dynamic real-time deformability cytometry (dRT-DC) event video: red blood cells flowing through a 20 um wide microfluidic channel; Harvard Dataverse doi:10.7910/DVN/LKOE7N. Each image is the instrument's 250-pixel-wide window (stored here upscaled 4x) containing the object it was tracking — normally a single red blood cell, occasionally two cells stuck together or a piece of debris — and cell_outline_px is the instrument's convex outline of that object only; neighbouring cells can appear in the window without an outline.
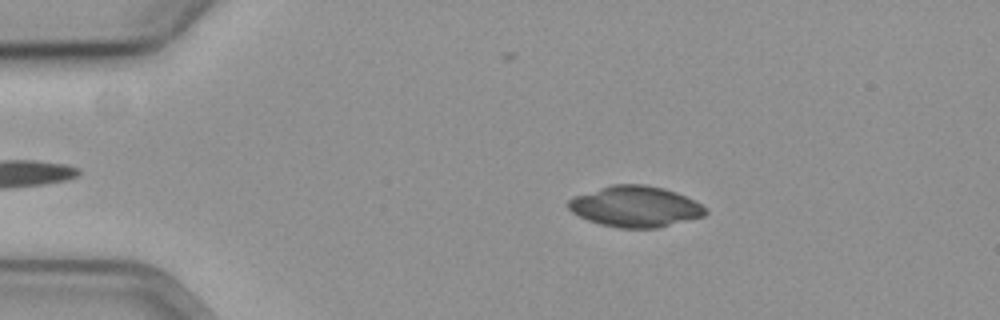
{"species": "common noctule bat (a hibernating species)", "species_latin": "Nyctalus noctula", "temperature_condition": "cold", "stored_images_in_passage": 16, "camera_frame_rate_fps": 3000, "um_per_image_px": 0.085, "animal": {"sex": "female", "body_mass_g": 19.3, "forearm_length_mm": 54.1}, "frame": {"image": 1, "passage_image": 11, "time_ms": 3.333, "image_size_px": [1000, 320], "cell_outline_px": [[708, 212], [704, 216], [656, 228], [620, 228], [600, 224], [588, 220], [572, 212], [568, 208], [568, 200], [576, 196], [612, 184], [644, 184], [664, 188], [676, 192], [700, 204]], "centroid_in_image_um": [53.99, 17.56], "position_along_channel_um": 31.0, "area_um2": 32.31}}